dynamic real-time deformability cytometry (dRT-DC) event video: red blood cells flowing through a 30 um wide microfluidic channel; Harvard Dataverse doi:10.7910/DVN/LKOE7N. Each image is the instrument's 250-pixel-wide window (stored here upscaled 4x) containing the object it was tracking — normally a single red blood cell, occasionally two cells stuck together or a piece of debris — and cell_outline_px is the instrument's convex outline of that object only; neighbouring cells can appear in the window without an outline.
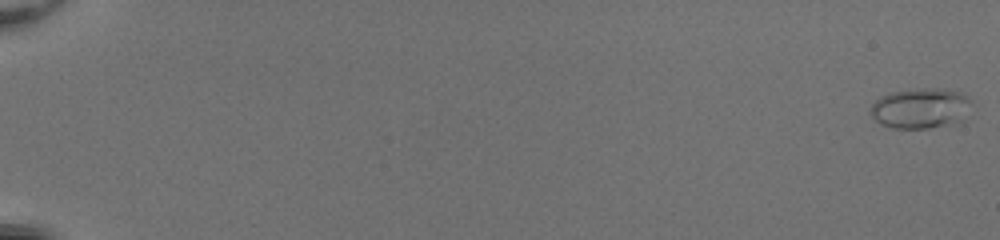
{"species": "common noctule bat (a hibernating species)", "species_latin": "Nyctalus noctula", "temperature_condition": "room temperature", "stored_images_in_passage": 54, "camera_frame_rate_fps": 3000, "um_per_image_px": 0.085, "animal": {"sex": "female", "body_mass_g": 20.0, "forearm_length_mm": 54.0}, "frame": {"image": 1, "passage_image": 1, "time_ms": 0.0, "image_size_px": [1000, 240], "cell_outline_px": [[972, 100], [964, 120], [960, 124], [928, 128], [892, 128], [880, 124], [868, 112], [872, 104], [880, 96], [892, 92], [920, 88], [944, 88], [960, 92], [968, 96]], "centroid_in_image_um": [78.28, 9.21], "position_along_channel_um": 6.7, "area_um2": 24.28}}
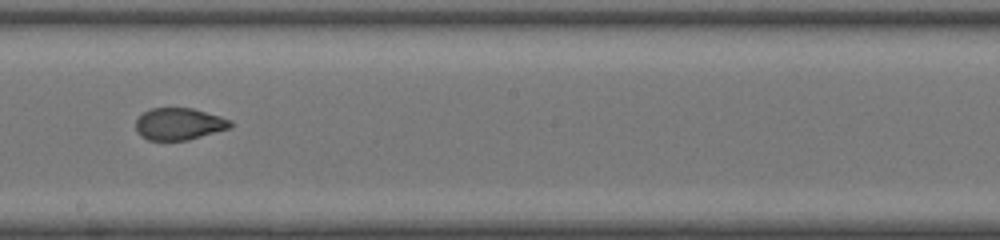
{"frame": {"image": 2, "passage_image": 34, "time_ms": 11.0, "image_size_px": [1000, 240], "cell_outline_px": [[232, 124], [228, 128], [188, 140], [148, 140], [140, 136], [136, 132], [136, 120], [144, 112], [152, 108], [192, 108], [220, 116], [232, 120]], "centroid_in_image_um": [15.19, 10.54], "position_along_channel_um": 233.0, "area_um2": 17.51}}
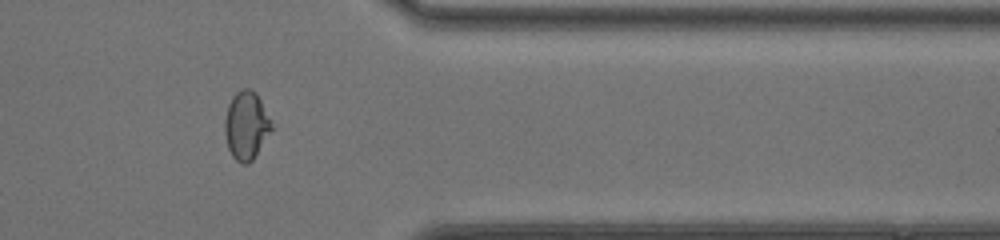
{"frame": {"image": 3, "passage_image": 46, "time_ms": 15.0, "image_size_px": [1000, 240], "cell_outline_px": [[276, 128], [252, 160], [248, 164], [240, 164], [232, 156], [228, 148], [224, 132], [224, 120], [228, 104], [232, 96], [240, 88], [248, 88], [256, 92], [272, 120]], "centroid_in_image_um": [20.97, 10.66], "position_along_channel_um": 390.4, "area_um2": 19.25}, "authors_computed_cell_mechanics": {"area_um2": 19.3341, "velocity_mm_per_s": 4.1094, "shape_relaxation_time_tau1_ms": 10.5625, "shape_relaxation_time_tau2_ms": null, "deformation_change_tau1": 0.3102, "deformation_change_tau2": null}}